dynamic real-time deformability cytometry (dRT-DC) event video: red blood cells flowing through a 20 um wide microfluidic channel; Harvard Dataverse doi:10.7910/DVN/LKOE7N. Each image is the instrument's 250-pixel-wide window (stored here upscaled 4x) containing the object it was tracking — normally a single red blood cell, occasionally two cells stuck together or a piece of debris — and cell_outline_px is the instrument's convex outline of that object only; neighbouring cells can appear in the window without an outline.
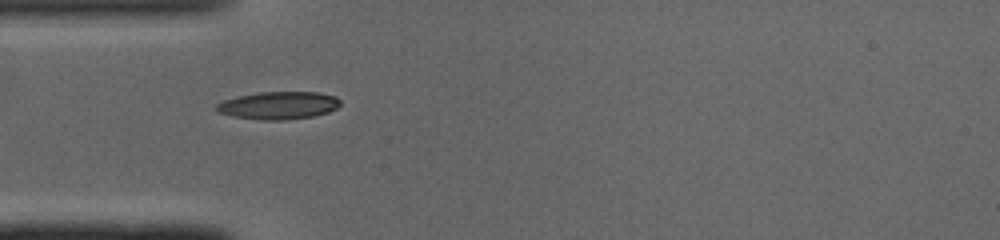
{"species": "common noctule bat (a hibernating species)", "species_latin": "Nyctalus noctula", "temperature_condition": "cold", "stored_images_in_passage": 35, "camera_frame_rate_fps": 3000, "um_per_image_px": 0.085, "animal": {"sex": "male", "body_mass_g": 19.0, "forearm_length_mm": 50.8}, "frame": {"image": 1, "passage_image": 1, "time_ms": 0.0, "image_size_px": [1000, 240], "cell_outline_px": [[340, 104], [336, 108], [328, 112], [312, 116], [284, 120], [260, 120], [232, 116], [216, 112], [212, 108], [216, 104], [224, 100], [236, 96], [260, 92], [320, 92], [336, 96], [340, 100]], "centroid_in_image_um": [23.62, 8.95], "position_along_channel_um": 61.4, "area_um2": 20.17}}
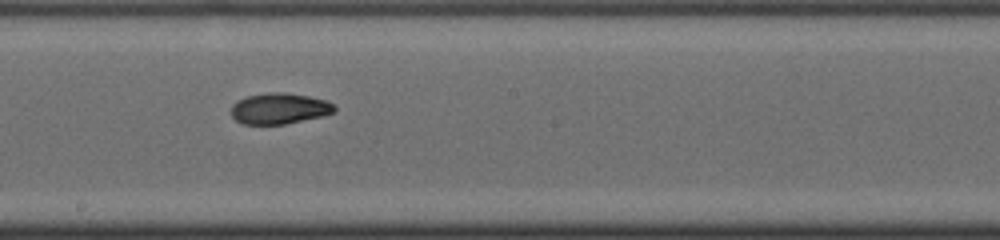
{"frame": {"image": 2, "passage_image": 13, "time_ms": 4.0, "image_size_px": [1000, 240], "cell_outline_px": [[336, 112], [320, 116], [284, 124], [244, 124], [236, 120], [232, 116], [232, 104], [236, 100], [248, 96], [268, 92], [288, 92], [308, 96], [324, 100], [332, 104], [336, 108]], "centroid_in_image_um": [23.72, 9.21], "position_along_channel_um": 224.5, "area_um2": 18.5}}
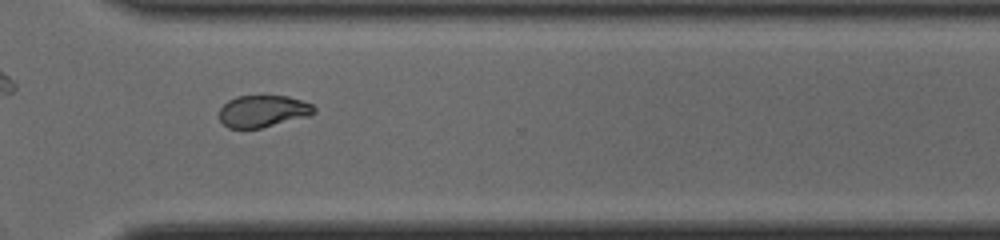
{"frame": {"image": 3, "passage_image": 22, "time_ms": 7.0, "image_size_px": [1000, 240], "cell_outline_px": [[316, 112], [308, 116], [260, 128], [228, 128], [220, 120], [220, 108], [228, 100], [236, 96], [288, 96], [312, 104], [316, 108]], "centroid_in_image_um": [22.35, 9.44], "position_along_channel_um": 348.2, "area_um2": 17.51}, "authors_computed_cell_mechanics": {"area_um2": 18.9584, "velocity_mm_per_s": 4.1021, "shape_relaxation_time_tau1_ms": 3.3666, "shape_relaxation_time_tau2_ms": 4.1318, "deformation_change_tau1": 0.1609, "deformation_change_tau2": 0.0915}}